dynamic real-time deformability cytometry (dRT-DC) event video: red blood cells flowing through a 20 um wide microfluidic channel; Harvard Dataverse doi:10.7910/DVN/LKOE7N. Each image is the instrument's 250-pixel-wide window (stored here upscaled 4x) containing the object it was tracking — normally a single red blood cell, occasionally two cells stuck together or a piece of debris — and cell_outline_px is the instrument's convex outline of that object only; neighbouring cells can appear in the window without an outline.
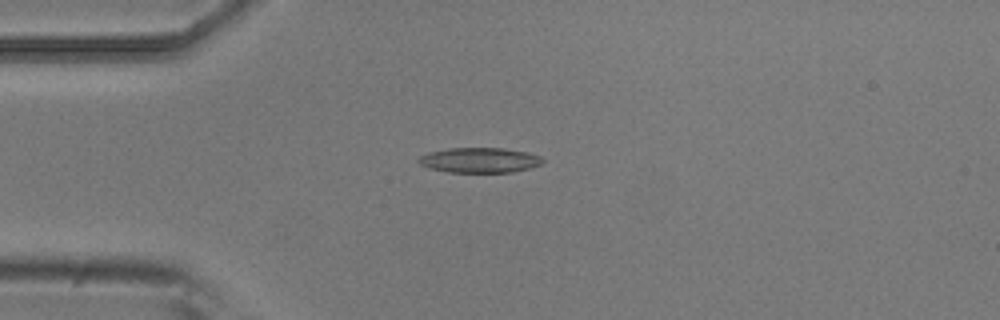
{"species": "common noctule bat (a hibernating species)", "species_latin": "Nyctalus noctula", "temperature_condition": "room temperature", "stored_images_in_passage": 7, "camera_frame_rate_fps": 3000, "um_per_image_px": 0.085, "animal": {"sex": "male", "body_mass_g": 20.5, "forearm_length_mm": 52.5}, "frame": {"image": 1, "passage_image": 4, "time_ms": 1.0, "image_size_px": [1000, 320], "cell_outline_px": [[544, 160], [540, 164], [532, 168], [512, 172], [448, 172], [428, 168], [420, 164], [416, 160], [420, 156], [428, 152], [448, 148], [504, 148], [528, 152], [540, 156]], "centroid_in_image_um": [40.76, 13.61], "position_along_channel_um": 44.2, "area_um2": 18.26}}
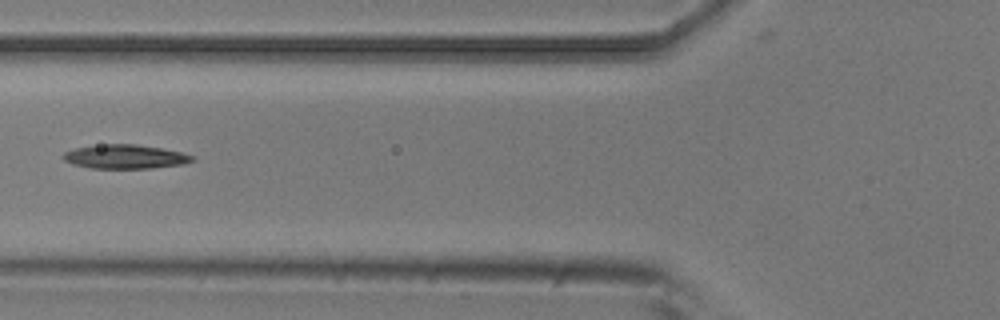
{"frame": {"image": 2, "passage_image": 6, "time_ms": 1.667, "image_size_px": [1000, 320], "cell_outline_px": [[196, 160], [184, 164], [152, 168], [92, 168], [72, 164], [64, 160], [60, 156], [64, 152], [76, 148], [104, 144], [136, 144], [160, 148], [180, 152], [196, 156]], "centroid_in_image_um": [10.65, 13.32], "position_along_channel_um": 115.1, "area_um2": 18.09}}
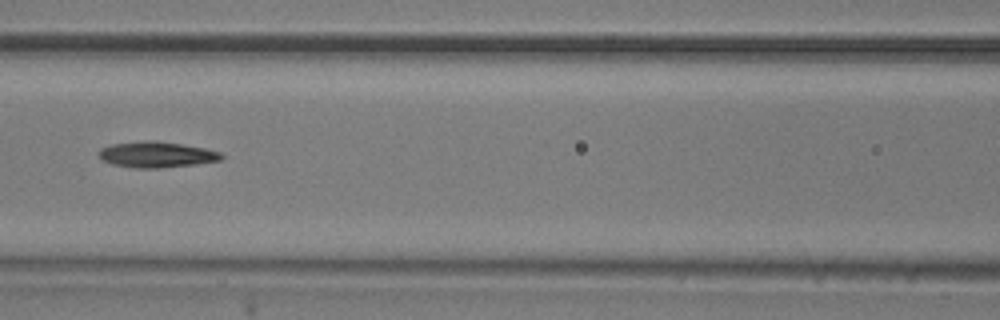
{"frame": {"image": 3, "passage_image": 7, "time_ms": 2.0, "image_size_px": [1000, 320], "cell_outline_px": [[224, 156], [220, 160], [196, 164], [160, 168], [132, 168], [112, 164], [104, 160], [96, 152], [100, 148], [112, 144], [148, 140], [152, 140], [180, 144], [204, 148], [220, 152]], "centroid_in_image_um": [13.28, 13.14], "position_along_channel_um": 153.3, "area_um2": 18.38}}